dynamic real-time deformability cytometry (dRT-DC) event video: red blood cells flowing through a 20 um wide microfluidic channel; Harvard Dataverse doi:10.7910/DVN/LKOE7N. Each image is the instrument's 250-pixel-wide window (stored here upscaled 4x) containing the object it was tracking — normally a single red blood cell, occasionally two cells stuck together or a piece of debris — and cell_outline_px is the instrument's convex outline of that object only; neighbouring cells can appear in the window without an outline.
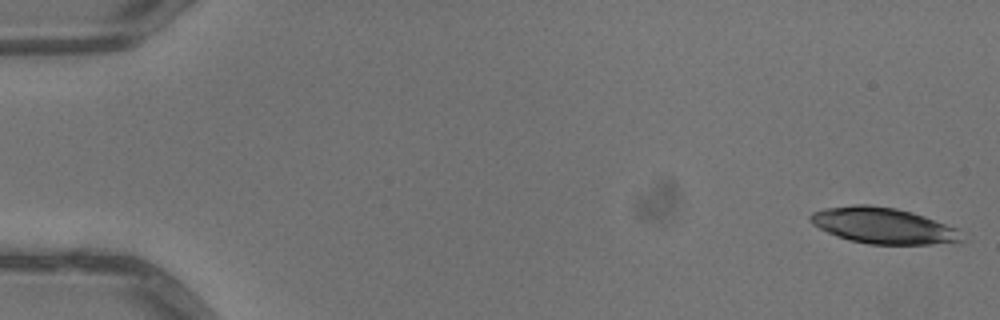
{"species": "common noctule bat (a hibernating species)", "species_latin": "Nyctalus noctula", "temperature_condition": "warm", "stored_images_in_passage": 4, "camera_frame_rate_fps": 3000, "um_per_image_px": 0.085, "animal": {"sex": "male", "body_mass_g": 13.3}, "frame": {"image": 1, "passage_image": 1, "time_ms": 0.0, "image_size_px": [1000, 320], "cell_outline_px": [[964, 240], [932, 244], [868, 244], [848, 240], [836, 236], [812, 224], [808, 220], [808, 216], [812, 212], [824, 208], [856, 204], [868, 204], [896, 208], [912, 212], [924, 216], [956, 228]], "centroid_in_image_um": [75.0, 19.17], "position_along_channel_um": 10.0, "area_um2": 31.62}}